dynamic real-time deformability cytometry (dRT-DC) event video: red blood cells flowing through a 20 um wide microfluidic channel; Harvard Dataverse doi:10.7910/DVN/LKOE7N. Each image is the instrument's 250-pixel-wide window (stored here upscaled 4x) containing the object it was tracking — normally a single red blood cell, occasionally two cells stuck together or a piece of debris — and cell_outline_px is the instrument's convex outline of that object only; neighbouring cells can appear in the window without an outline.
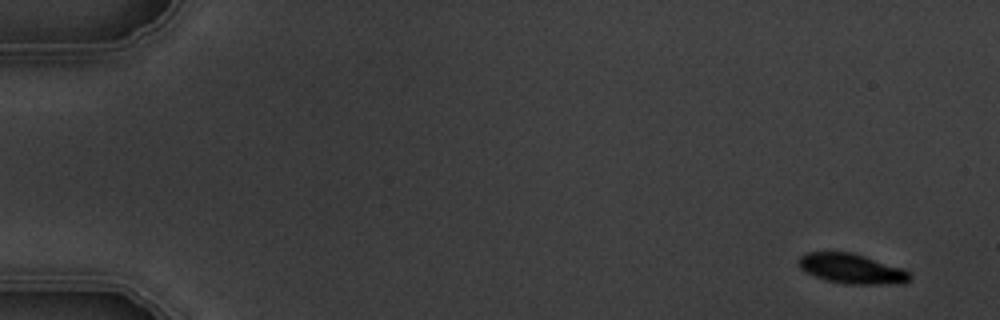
{"species": "common noctule bat (a hibernating species)", "species_latin": "Nyctalus noctula", "temperature_condition": "warm", "stored_images_in_passage": 5, "camera_frame_rate_fps": 3000, "um_per_image_px": 0.085, "animal": {"sex": "male", "body_mass_g": 19.5, "forearm_length_mm": 54.6}, "frame": {"image": 1, "passage_image": 1, "time_ms": 0.0, "image_size_px": [1000, 320], "cell_outline_px": [[912, 276], [908, 280], [880, 284], [844, 284], [828, 280], [816, 276], [800, 268], [800, 256], [808, 252], [852, 252], [904, 268]], "centroid_in_image_um": [72.39, 22.82], "position_along_channel_um": 12.6, "area_um2": 18.9}}
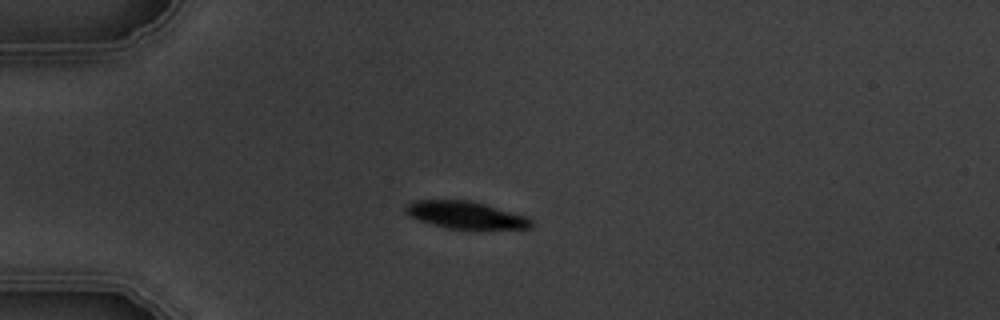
{"frame": {"image": 2, "passage_image": 4, "time_ms": 4.0, "image_size_px": [1000, 320], "cell_outline_px": [[532, 228], [448, 228], [432, 224], [420, 220], [404, 212], [404, 204], [416, 200], [472, 200], [528, 216], [532, 220]], "centroid_in_image_um": [39.58, 18.25], "position_along_channel_um": 45.4, "area_um2": 19.83}}